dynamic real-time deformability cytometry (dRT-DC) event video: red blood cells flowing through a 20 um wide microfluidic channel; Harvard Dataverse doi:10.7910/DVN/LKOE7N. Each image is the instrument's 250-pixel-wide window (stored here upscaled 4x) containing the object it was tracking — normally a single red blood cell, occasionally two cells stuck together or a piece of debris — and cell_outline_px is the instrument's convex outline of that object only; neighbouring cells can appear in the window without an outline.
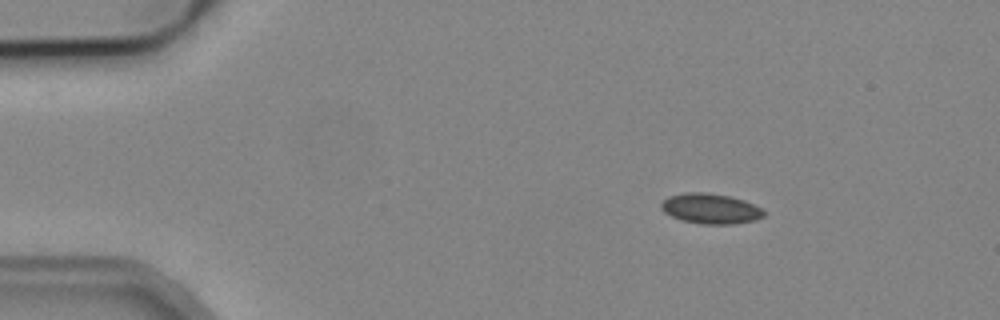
{"species": "common noctule bat (a hibernating species)", "species_latin": "Nyctalus noctula", "temperature_condition": "cold", "stored_images_in_passage": 3, "camera_frame_rate_fps": 3000, "um_per_image_px": 0.085, "animal": {"sex": "male", "body_mass_g": 19.2, "forearm_length_mm": 51.8}, "frame": {"image": 1, "passage_image": 1, "time_ms": 0.0, "image_size_px": [1000, 320], "cell_outline_px": [[768, 212], [764, 216], [756, 220], [732, 224], [700, 224], [680, 220], [664, 212], [660, 208], [660, 204], [668, 196], [684, 192], [704, 192], [728, 196], [744, 200], [764, 208]], "centroid_in_image_um": [60.42, 17.74], "position_along_channel_um": 24.6, "area_um2": 18.38}}